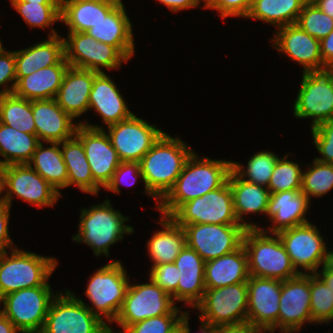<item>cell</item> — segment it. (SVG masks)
Masks as SVG:
<instances>
[{
	"label": "cell",
	"instance_id": "8d00e7d4",
	"mask_svg": "<svg viewBox=\"0 0 333 333\" xmlns=\"http://www.w3.org/2000/svg\"><path fill=\"white\" fill-rule=\"evenodd\" d=\"M305 0H253L246 18L280 27L297 22Z\"/></svg>",
	"mask_w": 333,
	"mask_h": 333
},
{
	"label": "cell",
	"instance_id": "680465c9",
	"mask_svg": "<svg viewBox=\"0 0 333 333\" xmlns=\"http://www.w3.org/2000/svg\"><path fill=\"white\" fill-rule=\"evenodd\" d=\"M313 3L333 19V0H314Z\"/></svg>",
	"mask_w": 333,
	"mask_h": 333
},
{
	"label": "cell",
	"instance_id": "8992f818",
	"mask_svg": "<svg viewBox=\"0 0 333 333\" xmlns=\"http://www.w3.org/2000/svg\"><path fill=\"white\" fill-rule=\"evenodd\" d=\"M127 273L120 260L108 262L97 271L95 270V273L93 272L88 279L85 289V295L91 305L77 297L76 293L70 292L94 315L112 326L121 310L127 287L131 281Z\"/></svg>",
	"mask_w": 333,
	"mask_h": 333
},
{
	"label": "cell",
	"instance_id": "4fadbf2b",
	"mask_svg": "<svg viewBox=\"0 0 333 333\" xmlns=\"http://www.w3.org/2000/svg\"><path fill=\"white\" fill-rule=\"evenodd\" d=\"M195 308L199 310L198 318L215 327L247 321V283L206 289Z\"/></svg>",
	"mask_w": 333,
	"mask_h": 333
},
{
	"label": "cell",
	"instance_id": "d590c367",
	"mask_svg": "<svg viewBox=\"0 0 333 333\" xmlns=\"http://www.w3.org/2000/svg\"><path fill=\"white\" fill-rule=\"evenodd\" d=\"M40 141L34 134L16 130L0 122V168L11 164H27Z\"/></svg>",
	"mask_w": 333,
	"mask_h": 333
},
{
	"label": "cell",
	"instance_id": "d6a6232c",
	"mask_svg": "<svg viewBox=\"0 0 333 333\" xmlns=\"http://www.w3.org/2000/svg\"><path fill=\"white\" fill-rule=\"evenodd\" d=\"M158 224L162 230L153 232L146 242L151 268L158 264L174 263L176 257L186 246V235L183 227L171 217L160 216Z\"/></svg>",
	"mask_w": 333,
	"mask_h": 333
},
{
	"label": "cell",
	"instance_id": "30bf717a",
	"mask_svg": "<svg viewBox=\"0 0 333 333\" xmlns=\"http://www.w3.org/2000/svg\"><path fill=\"white\" fill-rule=\"evenodd\" d=\"M4 203L12 206L15 197L38 209L54 207L61 194L28 164H11L0 168Z\"/></svg>",
	"mask_w": 333,
	"mask_h": 333
},
{
	"label": "cell",
	"instance_id": "f907efd6",
	"mask_svg": "<svg viewBox=\"0 0 333 333\" xmlns=\"http://www.w3.org/2000/svg\"><path fill=\"white\" fill-rule=\"evenodd\" d=\"M253 0H214L206 9L217 11L223 21L228 17H243L248 15Z\"/></svg>",
	"mask_w": 333,
	"mask_h": 333
},
{
	"label": "cell",
	"instance_id": "a7ac6f4b",
	"mask_svg": "<svg viewBox=\"0 0 333 333\" xmlns=\"http://www.w3.org/2000/svg\"><path fill=\"white\" fill-rule=\"evenodd\" d=\"M306 2H313L314 0H305Z\"/></svg>",
	"mask_w": 333,
	"mask_h": 333
},
{
	"label": "cell",
	"instance_id": "7c38bea8",
	"mask_svg": "<svg viewBox=\"0 0 333 333\" xmlns=\"http://www.w3.org/2000/svg\"><path fill=\"white\" fill-rule=\"evenodd\" d=\"M302 74L292 110L298 119L310 118L312 129L333 119V69Z\"/></svg>",
	"mask_w": 333,
	"mask_h": 333
},
{
	"label": "cell",
	"instance_id": "1f68e13d",
	"mask_svg": "<svg viewBox=\"0 0 333 333\" xmlns=\"http://www.w3.org/2000/svg\"><path fill=\"white\" fill-rule=\"evenodd\" d=\"M70 65L65 57L56 65L34 71L21 77L15 86L14 94L27 100L53 99L63 82Z\"/></svg>",
	"mask_w": 333,
	"mask_h": 333
},
{
	"label": "cell",
	"instance_id": "e575fe53",
	"mask_svg": "<svg viewBox=\"0 0 333 333\" xmlns=\"http://www.w3.org/2000/svg\"><path fill=\"white\" fill-rule=\"evenodd\" d=\"M27 164L52 185L61 196L59 189L68 188V172L59 142H40Z\"/></svg>",
	"mask_w": 333,
	"mask_h": 333
},
{
	"label": "cell",
	"instance_id": "d6986e66",
	"mask_svg": "<svg viewBox=\"0 0 333 333\" xmlns=\"http://www.w3.org/2000/svg\"><path fill=\"white\" fill-rule=\"evenodd\" d=\"M306 324L312 325L310 274H299L282 281L278 322L268 333H299Z\"/></svg>",
	"mask_w": 333,
	"mask_h": 333
},
{
	"label": "cell",
	"instance_id": "6f0895ef",
	"mask_svg": "<svg viewBox=\"0 0 333 333\" xmlns=\"http://www.w3.org/2000/svg\"><path fill=\"white\" fill-rule=\"evenodd\" d=\"M0 333H21L12 322L0 312Z\"/></svg>",
	"mask_w": 333,
	"mask_h": 333
},
{
	"label": "cell",
	"instance_id": "7bdbcfd3",
	"mask_svg": "<svg viewBox=\"0 0 333 333\" xmlns=\"http://www.w3.org/2000/svg\"><path fill=\"white\" fill-rule=\"evenodd\" d=\"M291 153L279 157L273 169L268 190L271 193L282 191L301 190L302 167L295 161L288 160ZM289 157V158H288Z\"/></svg>",
	"mask_w": 333,
	"mask_h": 333
},
{
	"label": "cell",
	"instance_id": "74e56055",
	"mask_svg": "<svg viewBox=\"0 0 333 333\" xmlns=\"http://www.w3.org/2000/svg\"><path fill=\"white\" fill-rule=\"evenodd\" d=\"M0 122L36 135L31 100L18 97L14 93L0 96Z\"/></svg>",
	"mask_w": 333,
	"mask_h": 333
},
{
	"label": "cell",
	"instance_id": "5bb4252c",
	"mask_svg": "<svg viewBox=\"0 0 333 333\" xmlns=\"http://www.w3.org/2000/svg\"><path fill=\"white\" fill-rule=\"evenodd\" d=\"M63 39L65 60L72 67L103 73L106 69L119 70L122 63L128 62L114 46L97 41L86 32H68Z\"/></svg>",
	"mask_w": 333,
	"mask_h": 333
},
{
	"label": "cell",
	"instance_id": "277c9868",
	"mask_svg": "<svg viewBox=\"0 0 333 333\" xmlns=\"http://www.w3.org/2000/svg\"><path fill=\"white\" fill-rule=\"evenodd\" d=\"M243 246L248 256L249 276L285 281L300 274L276 233L246 229Z\"/></svg>",
	"mask_w": 333,
	"mask_h": 333
},
{
	"label": "cell",
	"instance_id": "7dc6e473",
	"mask_svg": "<svg viewBox=\"0 0 333 333\" xmlns=\"http://www.w3.org/2000/svg\"><path fill=\"white\" fill-rule=\"evenodd\" d=\"M139 178V180H138ZM129 179V180H128ZM143 182L140 162H120V165L113 174L110 183L104 190L113 192L116 195L121 193L120 185L132 187L137 181Z\"/></svg>",
	"mask_w": 333,
	"mask_h": 333
},
{
	"label": "cell",
	"instance_id": "836d02e7",
	"mask_svg": "<svg viewBox=\"0 0 333 333\" xmlns=\"http://www.w3.org/2000/svg\"><path fill=\"white\" fill-rule=\"evenodd\" d=\"M60 149L68 172V188L76 186L81 192L98 195L100 187L94 182L82 141L74 135L60 142Z\"/></svg>",
	"mask_w": 333,
	"mask_h": 333
},
{
	"label": "cell",
	"instance_id": "be15d7a7",
	"mask_svg": "<svg viewBox=\"0 0 333 333\" xmlns=\"http://www.w3.org/2000/svg\"><path fill=\"white\" fill-rule=\"evenodd\" d=\"M4 204V198H3V183H2V177L0 174V206Z\"/></svg>",
	"mask_w": 333,
	"mask_h": 333
},
{
	"label": "cell",
	"instance_id": "f1b7e54d",
	"mask_svg": "<svg viewBox=\"0 0 333 333\" xmlns=\"http://www.w3.org/2000/svg\"><path fill=\"white\" fill-rule=\"evenodd\" d=\"M205 288L216 289L249 279L248 256L243 244L235 251L205 263Z\"/></svg>",
	"mask_w": 333,
	"mask_h": 333
},
{
	"label": "cell",
	"instance_id": "ba28073f",
	"mask_svg": "<svg viewBox=\"0 0 333 333\" xmlns=\"http://www.w3.org/2000/svg\"><path fill=\"white\" fill-rule=\"evenodd\" d=\"M54 293L51 285L21 289L0 298V312L21 333H40L48 314Z\"/></svg>",
	"mask_w": 333,
	"mask_h": 333
},
{
	"label": "cell",
	"instance_id": "52a82bcc",
	"mask_svg": "<svg viewBox=\"0 0 333 333\" xmlns=\"http://www.w3.org/2000/svg\"><path fill=\"white\" fill-rule=\"evenodd\" d=\"M148 279L149 282L141 284L129 282L121 310L115 320V324L122 330H114L110 326V333H122L128 326L151 317L184 314L185 311L175 305L170 294L156 285L150 277Z\"/></svg>",
	"mask_w": 333,
	"mask_h": 333
},
{
	"label": "cell",
	"instance_id": "4316f807",
	"mask_svg": "<svg viewBox=\"0 0 333 333\" xmlns=\"http://www.w3.org/2000/svg\"><path fill=\"white\" fill-rule=\"evenodd\" d=\"M95 71L69 66L55 97L59 107L75 121L89 109Z\"/></svg>",
	"mask_w": 333,
	"mask_h": 333
},
{
	"label": "cell",
	"instance_id": "d4e9b609",
	"mask_svg": "<svg viewBox=\"0 0 333 333\" xmlns=\"http://www.w3.org/2000/svg\"><path fill=\"white\" fill-rule=\"evenodd\" d=\"M123 0L86 31L95 40L114 46L128 61L135 56L133 26Z\"/></svg>",
	"mask_w": 333,
	"mask_h": 333
},
{
	"label": "cell",
	"instance_id": "e0dca14e",
	"mask_svg": "<svg viewBox=\"0 0 333 333\" xmlns=\"http://www.w3.org/2000/svg\"><path fill=\"white\" fill-rule=\"evenodd\" d=\"M105 131L121 162H140L164 133L156 124L149 123L137 114L108 126Z\"/></svg>",
	"mask_w": 333,
	"mask_h": 333
},
{
	"label": "cell",
	"instance_id": "9f6ffc18",
	"mask_svg": "<svg viewBox=\"0 0 333 333\" xmlns=\"http://www.w3.org/2000/svg\"><path fill=\"white\" fill-rule=\"evenodd\" d=\"M167 7L171 12H180L190 8L201 7L202 4L199 0H155Z\"/></svg>",
	"mask_w": 333,
	"mask_h": 333
},
{
	"label": "cell",
	"instance_id": "f6af8a7d",
	"mask_svg": "<svg viewBox=\"0 0 333 333\" xmlns=\"http://www.w3.org/2000/svg\"><path fill=\"white\" fill-rule=\"evenodd\" d=\"M312 142L321 154L314 159L333 164V119L322 122L311 129Z\"/></svg>",
	"mask_w": 333,
	"mask_h": 333
},
{
	"label": "cell",
	"instance_id": "ffe728a7",
	"mask_svg": "<svg viewBox=\"0 0 333 333\" xmlns=\"http://www.w3.org/2000/svg\"><path fill=\"white\" fill-rule=\"evenodd\" d=\"M270 42L272 47L297 62L305 72L325 71L320 54V41L310 36L298 24H289L274 30Z\"/></svg>",
	"mask_w": 333,
	"mask_h": 333
},
{
	"label": "cell",
	"instance_id": "816d5d0a",
	"mask_svg": "<svg viewBox=\"0 0 333 333\" xmlns=\"http://www.w3.org/2000/svg\"><path fill=\"white\" fill-rule=\"evenodd\" d=\"M11 208L4 203L0 206V254L10 251L16 248V244L13 243L11 235L9 234V219ZM15 246V247H14Z\"/></svg>",
	"mask_w": 333,
	"mask_h": 333
},
{
	"label": "cell",
	"instance_id": "9a60e30c",
	"mask_svg": "<svg viewBox=\"0 0 333 333\" xmlns=\"http://www.w3.org/2000/svg\"><path fill=\"white\" fill-rule=\"evenodd\" d=\"M320 232L310 221L277 233L298 273L313 274L323 266L328 245Z\"/></svg>",
	"mask_w": 333,
	"mask_h": 333
},
{
	"label": "cell",
	"instance_id": "7a4b0ae2",
	"mask_svg": "<svg viewBox=\"0 0 333 333\" xmlns=\"http://www.w3.org/2000/svg\"><path fill=\"white\" fill-rule=\"evenodd\" d=\"M194 150L181 137H172L166 131L152 145L140 161L144 192L159 202L174 186L184 164Z\"/></svg>",
	"mask_w": 333,
	"mask_h": 333
},
{
	"label": "cell",
	"instance_id": "60d3db41",
	"mask_svg": "<svg viewBox=\"0 0 333 333\" xmlns=\"http://www.w3.org/2000/svg\"><path fill=\"white\" fill-rule=\"evenodd\" d=\"M302 172L301 192L311 198L326 196L333 189V164L313 160Z\"/></svg>",
	"mask_w": 333,
	"mask_h": 333
},
{
	"label": "cell",
	"instance_id": "9c48e42d",
	"mask_svg": "<svg viewBox=\"0 0 333 333\" xmlns=\"http://www.w3.org/2000/svg\"><path fill=\"white\" fill-rule=\"evenodd\" d=\"M109 327L65 289L53 298L40 333H110Z\"/></svg>",
	"mask_w": 333,
	"mask_h": 333
},
{
	"label": "cell",
	"instance_id": "cb8c5ba5",
	"mask_svg": "<svg viewBox=\"0 0 333 333\" xmlns=\"http://www.w3.org/2000/svg\"><path fill=\"white\" fill-rule=\"evenodd\" d=\"M94 110L108 127L130 118L134 112L128 108L124 96L108 73L95 72L89 96V109Z\"/></svg>",
	"mask_w": 333,
	"mask_h": 333
},
{
	"label": "cell",
	"instance_id": "83f0119b",
	"mask_svg": "<svg viewBox=\"0 0 333 333\" xmlns=\"http://www.w3.org/2000/svg\"><path fill=\"white\" fill-rule=\"evenodd\" d=\"M228 182L232 191L233 205L236 217L245 228L261 229L257 223L247 222V214H266L270 198L267 187L251 183L240 178L232 169L228 176Z\"/></svg>",
	"mask_w": 333,
	"mask_h": 333
},
{
	"label": "cell",
	"instance_id": "44dd1931",
	"mask_svg": "<svg viewBox=\"0 0 333 333\" xmlns=\"http://www.w3.org/2000/svg\"><path fill=\"white\" fill-rule=\"evenodd\" d=\"M282 281L249 276L247 320L268 333L278 322Z\"/></svg>",
	"mask_w": 333,
	"mask_h": 333
},
{
	"label": "cell",
	"instance_id": "2e32d148",
	"mask_svg": "<svg viewBox=\"0 0 333 333\" xmlns=\"http://www.w3.org/2000/svg\"><path fill=\"white\" fill-rule=\"evenodd\" d=\"M77 122L75 135L82 141L94 182L105 189L121 162L117 151L103 125L90 124L88 119Z\"/></svg>",
	"mask_w": 333,
	"mask_h": 333
},
{
	"label": "cell",
	"instance_id": "bcb514c9",
	"mask_svg": "<svg viewBox=\"0 0 333 333\" xmlns=\"http://www.w3.org/2000/svg\"><path fill=\"white\" fill-rule=\"evenodd\" d=\"M152 281L177 301V286L180 279L179 269L175 263L158 264L149 269Z\"/></svg>",
	"mask_w": 333,
	"mask_h": 333
},
{
	"label": "cell",
	"instance_id": "b9f144b4",
	"mask_svg": "<svg viewBox=\"0 0 333 333\" xmlns=\"http://www.w3.org/2000/svg\"><path fill=\"white\" fill-rule=\"evenodd\" d=\"M312 324H330L333 319V291L316 274H310Z\"/></svg>",
	"mask_w": 333,
	"mask_h": 333
},
{
	"label": "cell",
	"instance_id": "5b68a950",
	"mask_svg": "<svg viewBox=\"0 0 333 333\" xmlns=\"http://www.w3.org/2000/svg\"><path fill=\"white\" fill-rule=\"evenodd\" d=\"M10 252V254L8 253ZM0 254V298L8 293L49 284L57 258L20 247Z\"/></svg>",
	"mask_w": 333,
	"mask_h": 333
},
{
	"label": "cell",
	"instance_id": "6125c7cd",
	"mask_svg": "<svg viewBox=\"0 0 333 333\" xmlns=\"http://www.w3.org/2000/svg\"><path fill=\"white\" fill-rule=\"evenodd\" d=\"M30 3H40V4H61V0H18Z\"/></svg>",
	"mask_w": 333,
	"mask_h": 333
},
{
	"label": "cell",
	"instance_id": "f546056e",
	"mask_svg": "<svg viewBox=\"0 0 333 333\" xmlns=\"http://www.w3.org/2000/svg\"><path fill=\"white\" fill-rule=\"evenodd\" d=\"M62 35L47 37L28 48L15 50L17 81L45 67L58 64L64 57V39Z\"/></svg>",
	"mask_w": 333,
	"mask_h": 333
},
{
	"label": "cell",
	"instance_id": "681fc988",
	"mask_svg": "<svg viewBox=\"0 0 333 333\" xmlns=\"http://www.w3.org/2000/svg\"><path fill=\"white\" fill-rule=\"evenodd\" d=\"M16 83L15 51L5 49L0 53V96L13 93Z\"/></svg>",
	"mask_w": 333,
	"mask_h": 333
},
{
	"label": "cell",
	"instance_id": "3957f363",
	"mask_svg": "<svg viewBox=\"0 0 333 333\" xmlns=\"http://www.w3.org/2000/svg\"><path fill=\"white\" fill-rule=\"evenodd\" d=\"M103 201L80 210L78 231L72 237L73 242L88 245L96 257H109L111 246L134 233V227L126 223L129 216L113 208L109 199Z\"/></svg>",
	"mask_w": 333,
	"mask_h": 333
},
{
	"label": "cell",
	"instance_id": "ab89813d",
	"mask_svg": "<svg viewBox=\"0 0 333 333\" xmlns=\"http://www.w3.org/2000/svg\"><path fill=\"white\" fill-rule=\"evenodd\" d=\"M280 156L271 151L255 152L249 160L247 166L232 161L231 169L243 180L268 187L275 164ZM246 168H245V167Z\"/></svg>",
	"mask_w": 333,
	"mask_h": 333
},
{
	"label": "cell",
	"instance_id": "ac0fdd59",
	"mask_svg": "<svg viewBox=\"0 0 333 333\" xmlns=\"http://www.w3.org/2000/svg\"><path fill=\"white\" fill-rule=\"evenodd\" d=\"M186 245L205 261L237 250L247 228L243 225L191 224L183 226Z\"/></svg>",
	"mask_w": 333,
	"mask_h": 333
},
{
	"label": "cell",
	"instance_id": "603a6c76",
	"mask_svg": "<svg viewBox=\"0 0 333 333\" xmlns=\"http://www.w3.org/2000/svg\"><path fill=\"white\" fill-rule=\"evenodd\" d=\"M31 108L40 142H63L75 135L78 122L58 105L55 98L31 100Z\"/></svg>",
	"mask_w": 333,
	"mask_h": 333
},
{
	"label": "cell",
	"instance_id": "94428289",
	"mask_svg": "<svg viewBox=\"0 0 333 333\" xmlns=\"http://www.w3.org/2000/svg\"><path fill=\"white\" fill-rule=\"evenodd\" d=\"M316 274L326 283L328 288L333 291V272H316Z\"/></svg>",
	"mask_w": 333,
	"mask_h": 333
},
{
	"label": "cell",
	"instance_id": "ee69618b",
	"mask_svg": "<svg viewBox=\"0 0 333 333\" xmlns=\"http://www.w3.org/2000/svg\"><path fill=\"white\" fill-rule=\"evenodd\" d=\"M310 36L321 41L333 30V19L313 2H306L296 22Z\"/></svg>",
	"mask_w": 333,
	"mask_h": 333
},
{
	"label": "cell",
	"instance_id": "03108f58",
	"mask_svg": "<svg viewBox=\"0 0 333 333\" xmlns=\"http://www.w3.org/2000/svg\"><path fill=\"white\" fill-rule=\"evenodd\" d=\"M169 333H182V328L179 325H177Z\"/></svg>",
	"mask_w": 333,
	"mask_h": 333
},
{
	"label": "cell",
	"instance_id": "484cf974",
	"mask_svg": "<svg viewBox=\"0 0 333 333\" xmlns=\"http://www.w3.org/2000/svg\"><path fill=\"white\" fill-rule=\"evenodd\" d=\"M179 269L180 279L177 286V302L193 309L205 293V261L187 245L174 261Z\"/></svg>",
	"mask_w": 333,
	"mask_h": 333
},
{
	"label": "cell",
	"instance_id": "6da1fadb",
	"mask_svg": "<svg viewBox=\"0 0 333 333\" xmlns=\"http://www.w3.org/2000/svg\"><path fill=\"white\" fill-rule=\"evenodd\" d=\"M200 156L193 151L186 160L174 186L159 202L161 215L170 217L183 203L216 190L227 181L232 161Z\"/></svg>",
	"mask_w": 333,
	"mask_h": 333
},
{
	"label": "cell",
	"instance_id": "e7e4bbea",
	"mask_svg": "<svg viewBox=\"0 0 333 333\" xmlns=\"http://www.w3.org/2000/svg\"><path fill=\"white\" fill-rule=\"evenodd\" d=\"M202 3V8L206 9L214 0H199Z\"/></svg>",
	"mask_w": 333,
	"mask_h": 333
},
{
	"label": "cell",
	"instance_id": "4dcf8cb0",
	"mask_svg": "<svg viewBox=\"0 0 333 333\" xmlns=\"http://www.w3.org/2000/svg\"><path fill=\"white\" fill-rule=\"evenodd\" d=\"M122 0H61V22L68 32H86Z\"/></svg>",
	"mask_w": 333,
	"mask_h": 333
},
{
	"label": "cell",
	"instance_id": "8fae6325",
	"mask_svg": "<svg viewBox=\"0 0 333 333\" xmlns=\"http://www.w3.org/2000/svg\"><path fill=\"white\" fill-rule=\"evenodd\" d=\"M170 217L181 227L191 224L242 225L234 211L228 180L218 189L183 203Z\"/></svg>",
	"mask_w": 333,
	"mask_h": 333
},
{
	"label": "cell",
	"instance_id": "f5cc1de1",
	"mask_svg": "<svg viewBox=\"0 0 333 333\" xmlns=\"http://www.w3.org/2000/svg\"><path fill=\"white\" fill-rule=\"evenodd\" d=\"M216 333H266L250 321L226 324L216 327Z\"/></svg>",
	"mask_w": 333,
	"mask_h": 333
},
{
	"label": "cell",
	"instance_id": "003e7915",
	"mask_svg": "<svg viewBox=\"0 0 333 333\" xmlns=\"http://www.w3.org/2000/svg\"><path fill=\"white\" fill-rule=\"evenodd\" d=\"M5 50V48L3 47V43L0 39V53L3 52Z\"/></svg>",
	"mask_w": 333,
	"mask_h": 333
},
{
	"label": "cell",
	"instance_id": "91938a15",
	"mask_svg": "<svg viewBox=\"0 0 333 333\" xmlns=\"http://www.w3.org/2000/svg\"><path fill=\"white\" fill-rule=\"evenodd\" d=\"M317 272H333V249L327 247L324 264Z\"/></svg>",
	"mask_w": 333,
	"mask_h": 333
},
{
	"label": "cell",
	"instance_id": "11a10c76",
	"mask_svg": "<svg viewBox=\"0 0 333 333\" xmlns=\"http://www.w3.org/2000/svg\"><path fill=\"white\" fill-rule=\"evenodd\" d=\"M190 310H185L184 314L181 316L178 325L182 328V333H191V328L189 326L190 320ZM200 327L198 333H216V327L212 326L210 323L199 318ZM197 333V332H196Z\"/></svg>",
	"mask_w": 333,
	"mask_h": 333
},
{
	"label": "cell",
	"instance_id": "db71d44e",
	"mask_svg": "<svg viewBox=\"0 0 333 333\" xmlns=\"http://www.w3.org/2000/svg\"><path fill=\"white\" fill-rule=\"evenodd\" d=\"M320 54L323 64L333 69V30L320 41Z\"/></svg>",
	"mask_w": 333,
	"mask_h": 333
},
{
	"label": "cell",
	"instance_id": "f35d334b",
	"mask_svg": "<svg viewBox=\"0 0 333 333\" xmlns=\"http://www.w3.org/2000/svg\"><path fill=\"white\" fill-rule=\"evenodd\" d=\"M11 6L21 18L25 21L26 25L30 28L49 29L48 37L59 35L53 27L57 22L61 23V4H40L30 3L18 0H9Z\"/></svg>",
	"mask_w": 333,
	"mask_h": 333
},
{
	"label": "cell",
	"instance_id": "7402d4cb",
	"mask_svg": "<svg viewBox=\"0 0 333 333\" xmlns=\"http://www.w3.org/2000/svg\"><path fill=\"white\" fill-rule=\"evenodd\" d=\"M311 201L301 190L271 193L265 216L270 220L269 227L261 229L267 233H278L284 229L308 223L307 214Z\"/></svg>",
	"mask_w": 333,
	"mask_h": 333
},
{
	"label": "cell",
	"instance_id": "c3c4849f",
	"mask_svg": "<svg viewBox=\"0 0 333 333\" xmlns=\"http://www.w3.org/2000/svg\"><path fill=\"white\" fill-rule=\"evenodd\" d=\"M182 315L151 317L128 326L122 333H169L178 325Z\"/></svg>",
	"mask_w": 333,
	"mask_h": 333
}]
</instances>
